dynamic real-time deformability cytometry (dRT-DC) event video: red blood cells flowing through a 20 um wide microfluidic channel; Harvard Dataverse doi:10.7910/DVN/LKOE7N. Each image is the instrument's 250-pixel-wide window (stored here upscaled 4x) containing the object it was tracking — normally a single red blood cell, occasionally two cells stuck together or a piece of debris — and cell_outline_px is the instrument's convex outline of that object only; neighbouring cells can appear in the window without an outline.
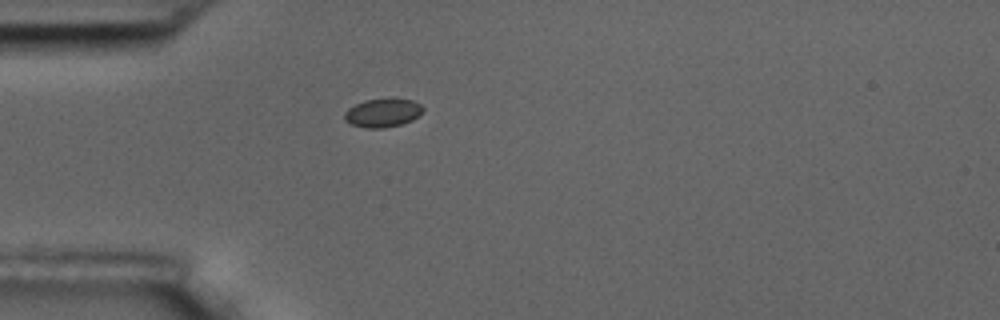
{"species": "common noctule bat (a hibernating species)", "species_latin": "Nyctalus noctula", "temperature_condition": "room temperature", "stored_images_in_passage": 1, "camera_frame_rate_fps": 3000, "um_per_image_px": 0.085, "animal": {"sex": "male", "body_mass_g": 17.5, "forearm_length_mm": 52.3}, "frame": {"image": 1, "passage_image": 1, "time_ms": 0.0, "image_size_px": [1000, 320], "cell_outline_px": [[424, 108], [412, 120], [400, 124], [384, 128], [364, 128], [352, 124], [344, 120], [344, 112], [348, 108], [364, 100], [412, 100], [420, 104]], "centroid_in_image_um": [32.48, 9.61], "position_along_channel_um": 52.5, "area_um2": 12.66}}